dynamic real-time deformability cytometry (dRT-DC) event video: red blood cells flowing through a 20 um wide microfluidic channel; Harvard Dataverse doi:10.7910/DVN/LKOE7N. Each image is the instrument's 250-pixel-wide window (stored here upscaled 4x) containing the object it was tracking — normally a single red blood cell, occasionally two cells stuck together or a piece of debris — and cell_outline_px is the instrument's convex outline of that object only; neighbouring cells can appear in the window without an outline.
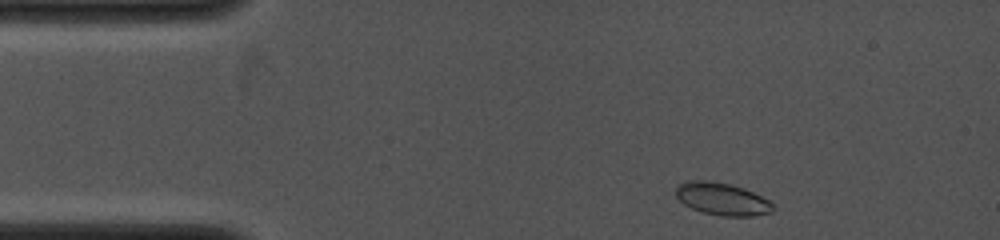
{"species": "common noctule bat (a hibernating species)", "species_latin": "Nyctalus noctula", "temperature_condition": "cold", "stored_images_in_passage": 48, "camera_frame_rate_fps": 4000, "um_per_image_px": 0.085, "animal": {"sex": "female", "body_mass_g": 19.0, "forearm_length_mm": 53.3}, "frame": {"image": 1, "passage_image": 2, "time_ms": 0.25, "image_size_px": [1000, 240], "cell_outline_px": [[776, 208], [772, 212], [752, 216], [720, 216], [704, 212], [692, 208], [684, 204], [676, 196], [676, 188], [680, 184], [688, 180], [708, 180], [732, 184], [744, 188], [768, 200]], "centroid_in_image_um": [61.39, 16.91], "position_along_channel_um": 23.6, "area_um2": 18.32}}
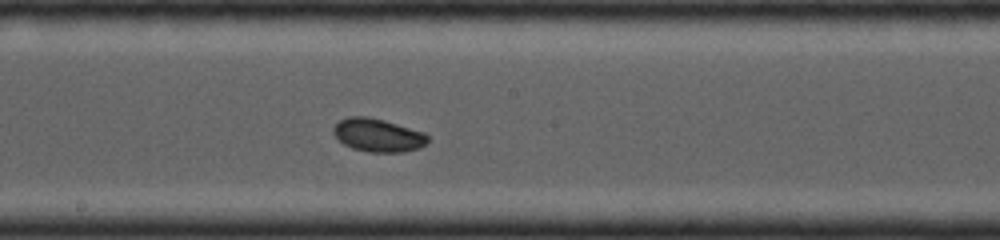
{"frame": {"image": 2, "passage_image": 25, "time_ms": 6.0, "image_size_px": [1000, 240], "cell_outline_px": [[428, 140], [420, 148], [404, 152], [368, 152], [352, 148], [344, 144], [332, 132], [332, 128], [340, 120], [348, 116], [368, 116], [384, 120], [424, 132], [428, 136]], "centroid_in_image_um": [32.11, 11.49], "position_along_channel_um": 216.1, "area_um2": 18.26}}
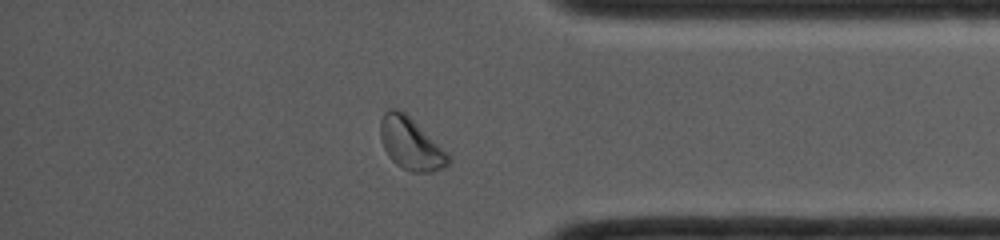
{"frame": {"image": 3, "passage_image": 42, "time_ms": 10.25, "image_size_px": [1000, 240], "cell_outline_px": [[452, 160], [444, 168], [432, 172], [412, 172], [396, 164], [388, 156], [384, 148], [380, 136], [380, 120], [384, 112], [392, 108], [396, 108], [404, 112], [448, 152], [452, 156]], "centroid_in_image_um": [34.93, 12.23], "position_along_channel_um": 400.3, "area_um2": 20.63}}